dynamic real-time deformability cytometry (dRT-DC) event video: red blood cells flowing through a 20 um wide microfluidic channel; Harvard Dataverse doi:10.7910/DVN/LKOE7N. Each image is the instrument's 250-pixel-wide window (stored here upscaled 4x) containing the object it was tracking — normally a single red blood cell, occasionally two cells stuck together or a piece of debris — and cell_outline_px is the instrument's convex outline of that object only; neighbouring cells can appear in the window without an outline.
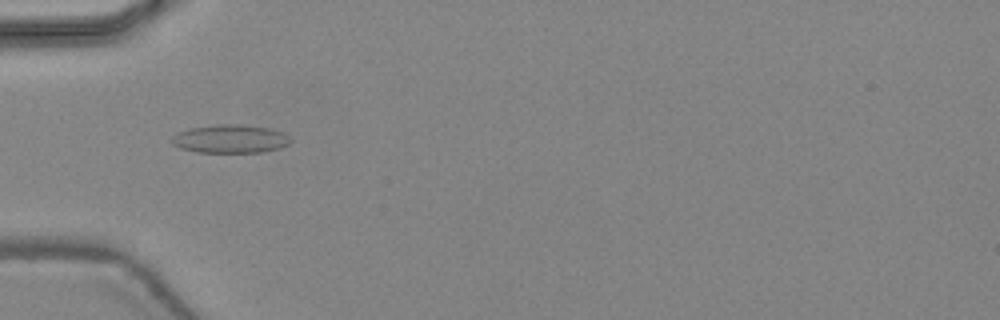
{"species": "common noctule bat (a hibernating species)", "species_latin": "Nyctalus noctula", "temperature_condition": "warm", "stored_images_in_passage": 47, "camera_frame_rate_fps": 3000, "um_per_image_px": 0.085, "animal": {"sex": "female", "body_mass_g": 24.6, "forearm_length_mm": 56.2}, "frame": {"image": 1, "passage_image": 16, "time_ms": 5.0, "image_size_px": [1000, 320], "cell_outline_px": [[292, 140], [288, 144], [280, 148], [260, 152], [196, 152], [180, 148], [172, 144], [172, 136], [188, 128], [220, 124], [240, 124], [268, 128], [284, 132]], "centroid_in_image_um": [19.58, 11.8], "position_along_channel_um": 65.4, "area_um2": 19.59}}
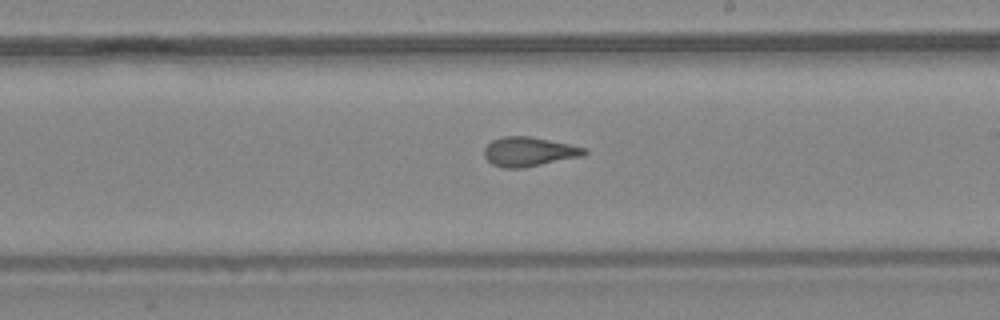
{"frame": {"image": 2, "passage_image": 28, "time_ms": 9.0, "image_size_px": [1000, 320], "cell_outline_px": [[588, 152], [584, 156], [524, 168], [504, 168], [492, 164], [484, 156], [484, 148], [492, 140], [504, 136], [532, 136], [588, 148]], "centroid_in_image_um": [45.0, 12.89], "position_along_channel_um": 244.0, "area_um2": 17.34}}
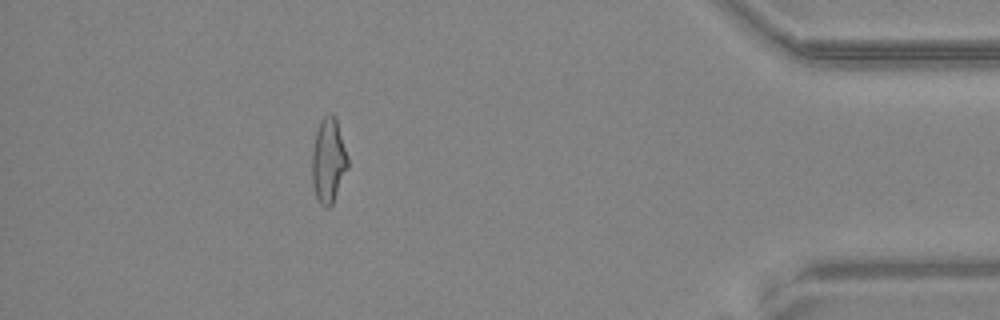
{"frame": {"image": 3, "passage_image": 42, "time_ms": 13.667, "image_size_px": [1000, 320], "cell_outline_px": [[348, 168], [332, 204], [328, 208], [324, 208], [320, 204], [316, 196], [312, 184], [312, 152], [316, 128], [320, 120], [328, 112], [332, 112], [336, 116], [348, 156]], "centroid_in_image_um": [27.91, 13.6], "position_along_channel_um": 407.3, "area_um2": 18.03}, "authors_computed_cell_mechanics": {"area_um2": 18.1492, "velocity_mm_per_s": 4.4988, "shape_relaxation_time_tau1_ms": null, "shape_relaxation_time_tau2_ms": 0.8503, "deformation_change_tau1": null, "deformation_change_tau2": 0.0806}}